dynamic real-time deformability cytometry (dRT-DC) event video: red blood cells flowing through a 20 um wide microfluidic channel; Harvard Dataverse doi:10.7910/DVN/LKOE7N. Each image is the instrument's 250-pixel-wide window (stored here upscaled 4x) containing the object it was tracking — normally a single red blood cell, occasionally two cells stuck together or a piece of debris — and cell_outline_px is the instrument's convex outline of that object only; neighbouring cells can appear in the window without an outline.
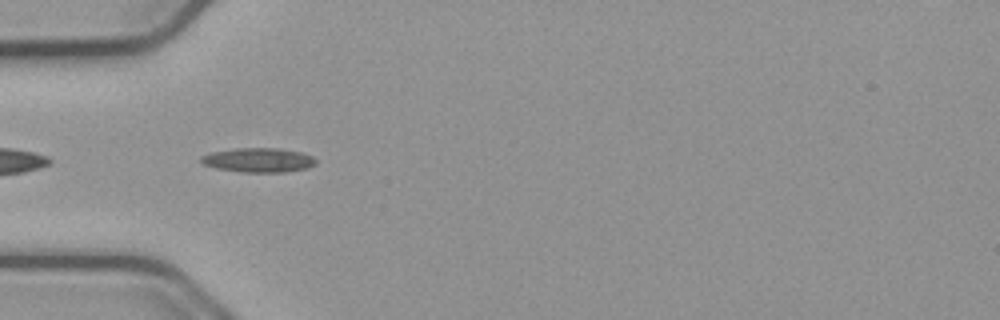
{"species": "common noctule bat (a hibernating species)", "species_latin": "Nyctalus noctula", "temperature_condition": "cold", "stored_images_in_passage": 39, "camera_frame_rate_fps": 3000, "um_per_image_px": 0.085, "animal": {"sex": "male", "body_mass_g": 23.1, "forearm_length_mm": 52.7}, "frame": {"image": 1, "passage_image": 2, "time_ms": 0.333, "image_size_px": [1000, 320], "cell_outline_px": [[316, 164], [308, 168], [284, 172], [244, 172], [216, 168], [204, 164], [200, 160], [200, 156], [212, 152], [236, 148], [280, 148], [300, 152], [312, 156], [316, 160]], "centroid_in_image_um": [21.98, 13.6], "position_along_channel_um": 63.0, "area_um2": 16.24}}
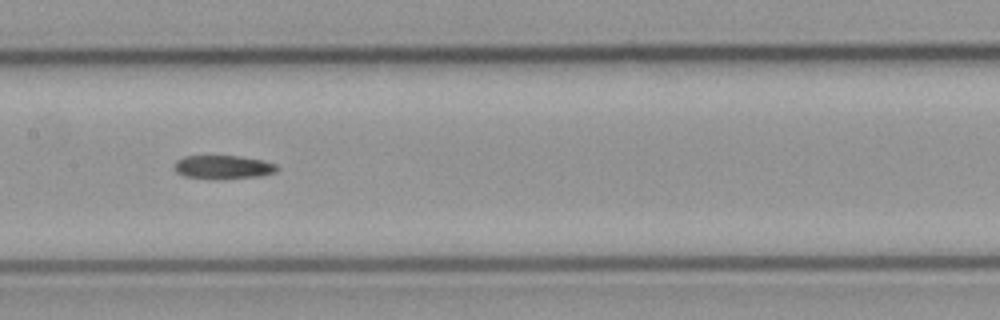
{"frame": {"image": 2, "passage_image": 12, "time_ms": 3.667, "image_size_px": [1000, 320], "cell_outline_px": [[280, 168], [276, 172], [260, 176], [184, 176], [176, 172], [176, 160], [184, 156], [240, 156], [264, 160], [276, 164]], "centroid_in_image_um": [19.04, 14.14], "position_along_channel_um": 188.4, "area_um2": 13.24}}
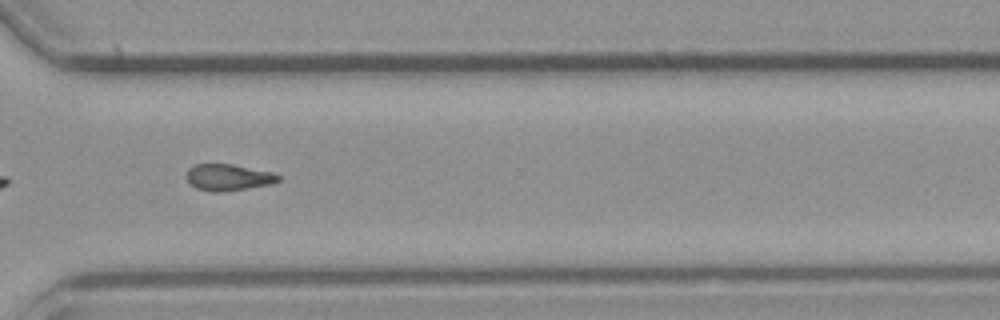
{"frame": {"image": 3, "passage_image": 25, "time_ms": 8.0, "image_size_px": [1000, 320], "cell_outline_px": [[280, 180], [272, 184], [220, 192], [212, 192], [196, 188], [184, 176], [188, 168], [192, 164], [232, 164], [272, 172], [280, 176]], "centroid_in_image_um": [19.37, 15.06], "position_along_channel_um": 351.2, "area_um2": 14.22}}